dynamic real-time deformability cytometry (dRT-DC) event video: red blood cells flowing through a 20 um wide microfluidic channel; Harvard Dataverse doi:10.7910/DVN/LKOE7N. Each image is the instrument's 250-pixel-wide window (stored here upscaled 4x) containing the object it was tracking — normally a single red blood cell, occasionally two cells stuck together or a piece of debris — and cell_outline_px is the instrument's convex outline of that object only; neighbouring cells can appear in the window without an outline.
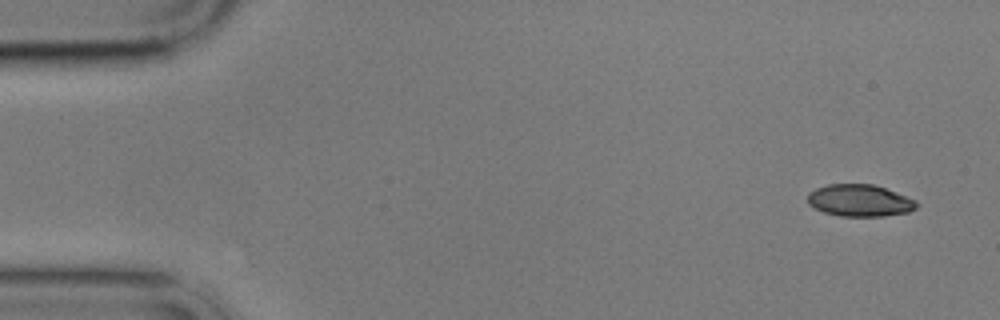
{"species": "common noctule bat (a hibernating species)", "species_latin": "Nyctalus noctula", "temperature_condition": "cold", "stored_images_in_passage": 5, "camera_frame_rate_fps": 3000, "um_per_image_px": 0.085, "animal": {"sex": "male", "body_mass_g": 17.9}, "frame": {"image": 1, "passage_image": 1, "time_ms": 0.0, "image_size_px": [1000, 320], "cell_outline_px": [[920, 204], [916, 208], [908, 212], [884, 216], [840, 216], [824, 212], [808, 204], [808, 192], [816, 188], [828, 184], [872, 184], [884, 188], [916, 200]], "centroid_in_image_um": [73.07, 17.04], "position_along_channel_um": 11.9, "area_um2": 20.23}}
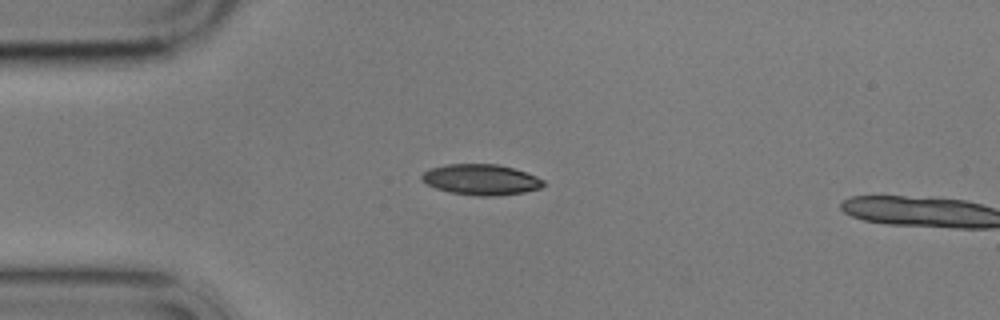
{"frame": {"image": 2, "passage_image": 4, "time_ms": 3.667, "image_size_px": [1000, 320], "cell_outline_px": [[544, 184], [540, 188], [524, 192], [492, 196], [476, 196], [448, 192], [436, 188], [420, 180], [420, 176], [424, 172], [432, 168], [448, 164], [496, 164], [512, 168], [536, 176], [544, 180]], "centroid_in_image_um": [40.86, 15.27], "position_along_channel_um": 44.1, "area_um2": 21.62}}